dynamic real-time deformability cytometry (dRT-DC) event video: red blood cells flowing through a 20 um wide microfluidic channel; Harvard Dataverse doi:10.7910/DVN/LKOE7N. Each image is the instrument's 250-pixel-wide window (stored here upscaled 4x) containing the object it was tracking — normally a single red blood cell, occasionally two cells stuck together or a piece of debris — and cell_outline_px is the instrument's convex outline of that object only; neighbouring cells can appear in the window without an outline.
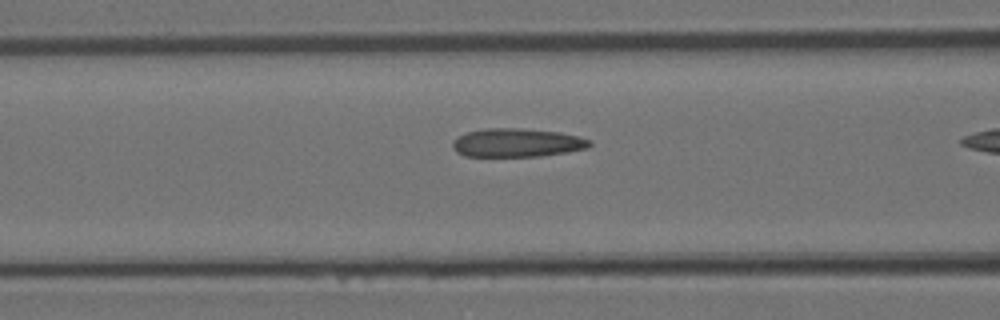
{"species": "Egyptian fruit bat (a non-hibernating species)", "species_latin": "Rousettus aegyptiacus", "temperature_condition": "room temperature", "stored_images_in_passage": 15, "camera_frame_rate_fps": 3000, "um_per_image_px": 0.085, "animal": {"sex": "female"}, "frame": {"image": 1, "passage_image": 11, "time_ms": 3.333, "image_size_px": [1000, 320], "cell_outline_px": [[592, 144], [588, 148], [568, 152], [540, 156], [464, 156], [456, 152], [452, 148], [452, 140], [468, 132], [484, 128], [520, 128], [560, 132], [580, 136], [592, 140]], "centroid_in_image_um": [43.97, 12.13], "position_along_channel_um": 122.6, "area_um2": 23.0}}